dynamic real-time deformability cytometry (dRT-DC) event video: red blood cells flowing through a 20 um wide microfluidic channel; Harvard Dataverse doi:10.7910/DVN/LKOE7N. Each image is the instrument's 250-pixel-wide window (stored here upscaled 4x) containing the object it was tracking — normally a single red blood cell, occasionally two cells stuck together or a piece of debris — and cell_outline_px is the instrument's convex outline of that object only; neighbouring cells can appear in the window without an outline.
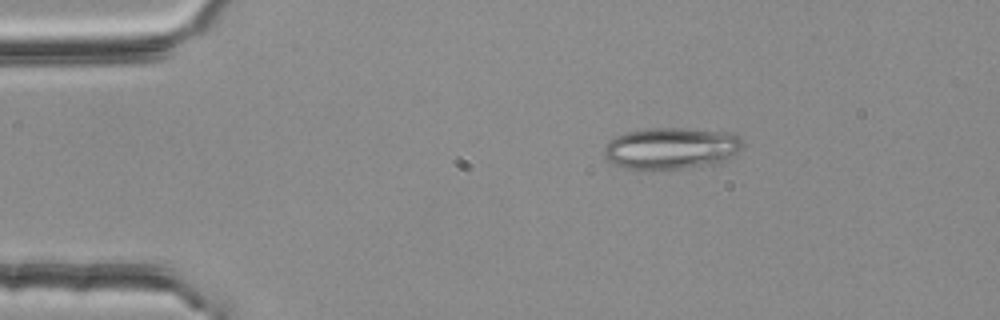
{"species": "common noctule bat (a hibernating species)", "species_latin": "Nyctalus noctula", "temperature_condition": "room temperature", "stored_images_in_passage": 47, "camera_frame_rate_fps": 3000, "um_per_image_px": 0.085, "animal": {"sex": "female", "body_mass_g": 25.1}, "frame": {"image": 1, "passage_image": 2, "time_ms": 0.333, "image_size_px": [1000, 320], "cell_outline_px": [[744, 144], [740, 152], [724, 160], [712, 164], [684, 168], [624, 168], [612, 164], [604, 156], [604, 148], [608, 140], [616, 136], [628, 132], [648, 128], [684, 128], [732, 132], [740, 136], [744, 140]], "centroid_in_image_um": [57.09, 12.58], "position_along_channel_um": 27.9, "area_um2": 33.76}}
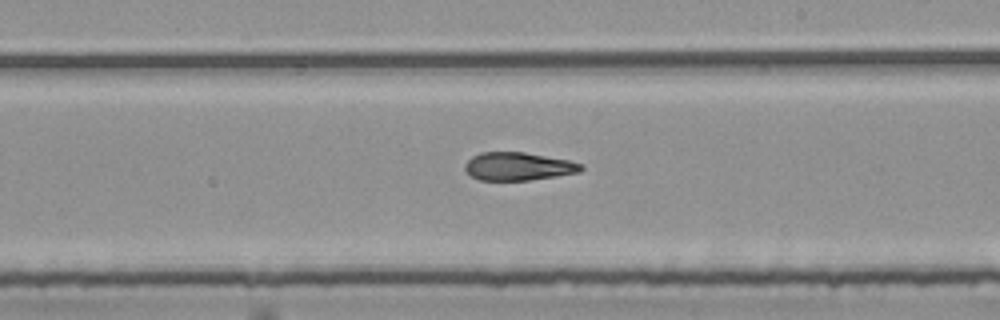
{"frame": {"image": 2, "passage_image": 24, "time_ms": 7.667, "image_size_px": [1000, 320], "cell_outline_px": [[584, 168], [580, 172], [556, 176], [528, 180], [480, 180], [472, 176], [464, 168], [464, 164], [472, 156], [480, 152], [524, 152], [568, 160], [584, 164]], "centroid_in_image_um": [44.06, 14.14], "position_along_channel_um": 244.9, "area_um2": 18.96}}
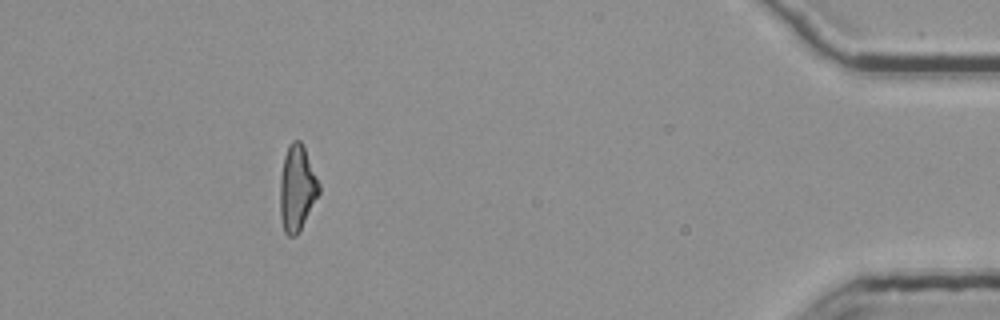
{"frame": {"image": 3, "passage_image": 42, "time_ms": 13.667, "image_size_px": [1000, 320], "cell_outline_px": [[320, 192], [300, 232], [296, 236], [288, 236], [284, 232], [280, 216], [280, 176], [284, 156], [288, 144], [292, 140], [300, 140], [304, 144], [320, 184]], "centroid_in_image_um": [25.25, 15.98], "position_along_channel_um": 409.9, "area_um2": 19.88}, "authors_computed_cell_mechanics": {"area_um2": 19.8254, "velocity_mm_per_s": 3.7788, "shape_relaxation_time_tau1_ms": null, "shape_relaxation_time_tau2_ms": 4.5151, "deformation_change_tau1": null, "deformation_change_tau2": 0.1128}}